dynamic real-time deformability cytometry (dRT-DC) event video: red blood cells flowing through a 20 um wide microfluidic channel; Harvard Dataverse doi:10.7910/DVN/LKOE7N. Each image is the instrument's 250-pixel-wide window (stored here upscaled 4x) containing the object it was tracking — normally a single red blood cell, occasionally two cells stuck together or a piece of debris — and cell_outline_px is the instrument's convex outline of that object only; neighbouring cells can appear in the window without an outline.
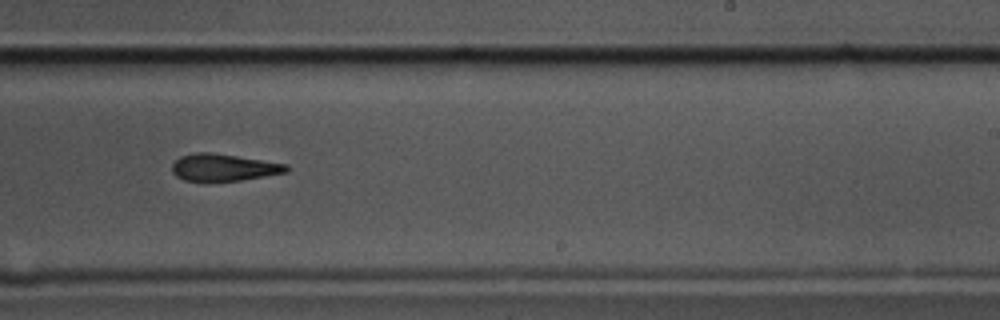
{"species": "common noctule bat (a hibernating species)", "species_latin": "Nyctalus noctula", "temperature_condition": "cold", "stored_images_in_passage": 12, "camera_frame_rate_fps": 3000, "um_per_image_px": 0.085, "animal": {"sex": "male", "body_mass_g": 17.5, "forearm_length_mm": 52.3}, "frame": {"image": 1, "passage_image": 7, "time_ms": 2.0, "image_size_px": [1000, 320], "cell_outline_px": [[288, 172], [240, 180], [184, 180], [176, 176], [172, 172], [172, 164], [180, 156], [192, 152], [212, 152], [288, 164]], "centroid_in_image_um": [18.99, 14.21], "position_along_channel_um": 270.0, "area_um2": 17.86}}
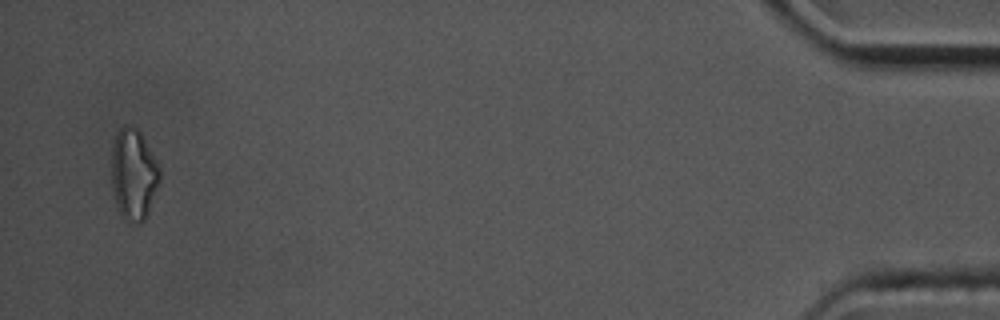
{"frame": {"image": 2, "passage_image": 12, "time_ms": 3.667, "image_size_px": [1000, 320], "cell_outline_px": [[160, 180], [148, 212], [144, 220], [124, 220], [120, 212], [112, 188], [112, 148], [116, 132], [124, 124], [132, 124], [140, 132], [160, 168]], "centroid_in_image_um": [11.35, 14.75], "position_along_channel_um": 423.9, "area_um2": 25.14}}